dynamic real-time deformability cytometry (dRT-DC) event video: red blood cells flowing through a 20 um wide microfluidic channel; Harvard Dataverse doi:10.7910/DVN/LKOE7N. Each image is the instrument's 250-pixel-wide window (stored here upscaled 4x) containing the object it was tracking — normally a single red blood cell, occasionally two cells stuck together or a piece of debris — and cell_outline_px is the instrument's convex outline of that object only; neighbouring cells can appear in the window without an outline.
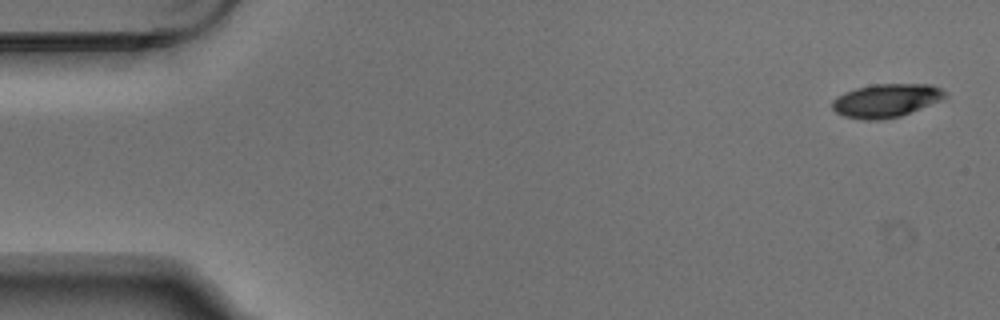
{"species": "Egyptian fruit bat (a non-hibernating species)", "species_latin": "Rousettus aegyptiacus", "temperature_condition": "warm", "stored_images_in_passage": 4, "camera_frame_rate_fps": 3000, "um_per_image_px": 0.085, "animal": {"sex": "male"}, "frame": {"image": 1, "passage_image": 1, "time_ms": 0.0, "image_size_px": [1000, 320], "cell_outline_px": [[948, 96], [944, 100], [900, 116], [880, 120], [864, 120], [844, 116], [836, 112], [832, 108], [832, 100], [836, 96], [844, 92], [856, 88], [872, 84], [932, 84], [948, 92]], "centroid_in_image_um": [75.36, 8.54], "position_along_channel_um": 9.6, "area_um2": 22.31}}
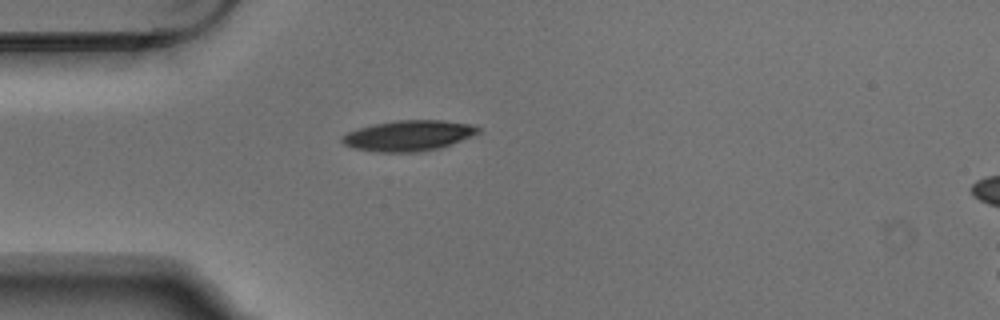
{"frame": {"image": 2, "passage_image": 4, "time_ms": 1.0, "image_size_px": [1000, 320], "cell_outline_px": [[480, 132], [452, 144], [440, 148], [420, 152], [376, 152], [352, 148], [344, 144], [340, 140], [340, 136], [348, 132], [372, 124], [396, 120], [440, 120], [472, 124], [480, 128]], "centroid_in_image_um": [34.7, 11.53], "position_along_channel_um": 50.3, "area_um2": 24.39}}